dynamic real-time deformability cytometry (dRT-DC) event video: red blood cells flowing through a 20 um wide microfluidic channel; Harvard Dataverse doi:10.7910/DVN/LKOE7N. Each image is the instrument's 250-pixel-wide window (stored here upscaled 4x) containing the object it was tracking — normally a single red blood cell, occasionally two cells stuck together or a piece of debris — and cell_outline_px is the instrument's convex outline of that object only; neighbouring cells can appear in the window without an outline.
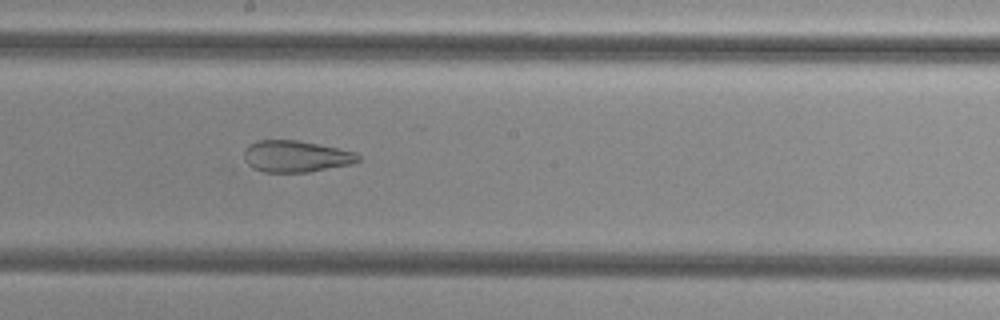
{"species": "common noctule bat (a hibernating species)", "species_latin": "Nyctalus noctula", "temperature_condition": "cold", "stored_images_in_passage": 36, "camera_frame_rate_fps": 3000, "um_per_image_px": 0.085, "animal": {"sex": "female", "body_mass_g": 29.2, "forearm_length_mm": 56.3}, "frame": {"image": 1, "passage_image": 16, "time_ms": 5.0, "image_size_px": [1000, 320], "cell_outline_px": [[360, 160], [352, 164], [308, 172], [264, 172], [252, 168], [244, 160], [244, 152], [248, 144], [256, 140], [296, 140], [356, 152], [360, 156]], "centroid_in_image_um": [25.12, 13.29], "position_along_channel_um": 223.1, "area_um2": 20.98}, "authors_computed_cell_mechanics": {"area_um2": 21.675, "velocity_mm_per_s": 3.781, "shape_relaxation_time_tau1_ms": null, "shape_relaxation_time_tau2_ms": 2.0092, "deformation_change_tau1": null, "deformation_change_tau2": 0.1046}}